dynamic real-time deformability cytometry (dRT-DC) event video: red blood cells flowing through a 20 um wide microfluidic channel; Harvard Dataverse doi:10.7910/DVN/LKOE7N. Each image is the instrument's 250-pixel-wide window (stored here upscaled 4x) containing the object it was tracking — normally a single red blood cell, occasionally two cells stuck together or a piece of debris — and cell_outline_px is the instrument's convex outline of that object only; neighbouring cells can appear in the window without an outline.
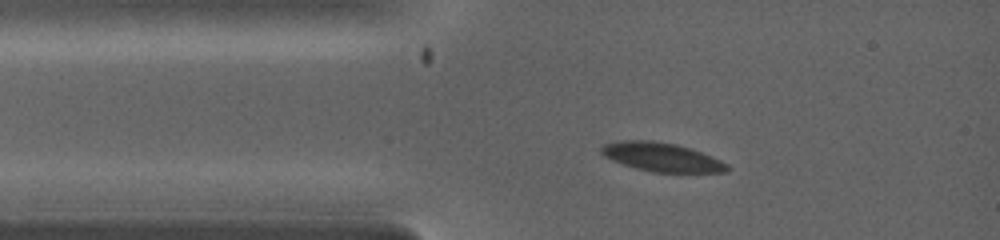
{"species": "common noctule bat (a hibernating species)", "species_latin": "Nyctalus noctula", "temperature_condition": "warm", "stored_images_in_passage": 24, "camera_frame_rate_fps": 5000, "um_per_image_px": 0.085, "animal": {"sex": "female", "body_mass_g": 19.0, "forearm_length_mm": 53.3}, "frame": {"image": 1, "passage_image": 3, "time_ms": 0.8, "image_size_px": [1000, 240], "cell_outline_px": [[728, 172], [652, 172], [636, 168], [612, 160], [604, 156], [600, 152], [600, 148], [604, 144], [620, 140], [652, 140], [676, 144], [712, 156], [728, 164]], "centroid_in_image_um": [56.22, 13.34], "position_along_channel_um": 28.8, "area_um2": 20.98}}
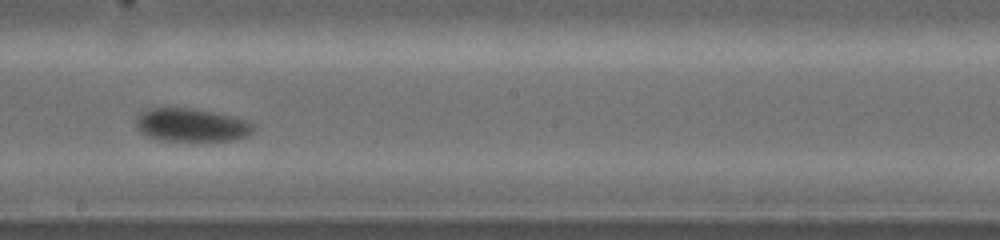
{"frame": {"image": 2, "passage_image": 13, "time_ms": 4.8, "image_size_px": [1000, 240], "cell_outline_px": [[256, 124], [252, 132], [248, 136], [232, 140], [160, 140], [148, 136], [140, 132], [136, 124], [136, 120], [148, 108], [192, 108], [232, 116], [248, 120]], "centroid_in_image_um": [16.33, 10.62], "position_along_channel_um": 231.9, "area_um2": 22.48}}
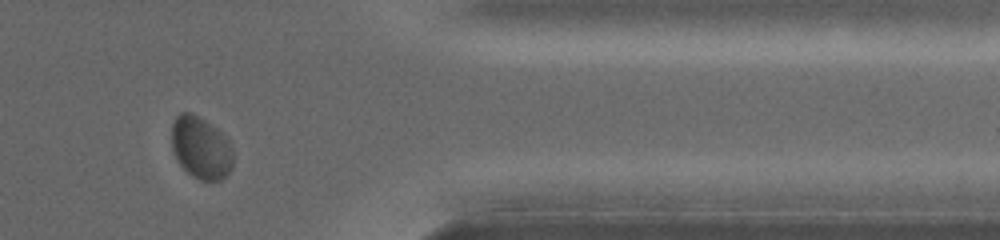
{"frame": {"image": 3, "passage_image": 21, "time_ms": 8.0, "image_size_px": [1000, 240], "cell_outline_px": [[232, 168], [220, 180], [200, 180], [192, 176], [176, 160], [172, 152], [172, 124], [176, 116], [180, 112], [192, 112], [212, 124], [228, 140], [232, 148]], "centroid_in_image_um": [17.05, 12.54], "position_along_channel_um": 394.3, "area_um2": 22.37}}